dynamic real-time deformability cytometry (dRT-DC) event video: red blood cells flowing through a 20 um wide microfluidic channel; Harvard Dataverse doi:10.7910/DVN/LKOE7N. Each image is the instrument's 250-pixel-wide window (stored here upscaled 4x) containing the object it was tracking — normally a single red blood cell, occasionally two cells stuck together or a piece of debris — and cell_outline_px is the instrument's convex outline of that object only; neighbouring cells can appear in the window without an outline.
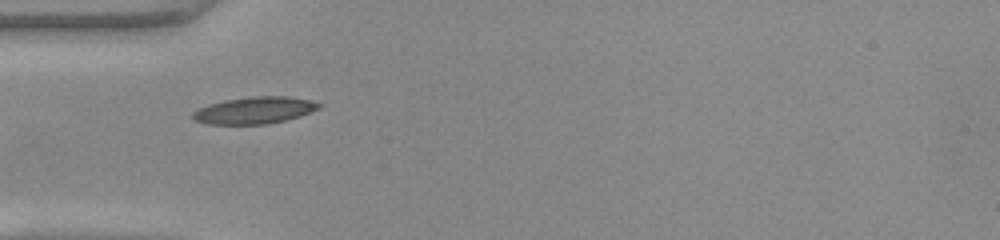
{"species": "common noctule bat (a hibernating species)", "species_latin": "Nyctalus noctula", "temperature_condition": "warm", "stored_images_in_passage": 35, "camera_frame_rate_fps": 3000, "um_per_image_px": 0.085, "animal": {"sex": "female", "body_mass_g": 22.0, "forearm_length_mm": 56.7}, "frame": {"image": 1, "passage_image": 1, "time_ms": 0.0, "image_size_px": [1000, 240], "cell_outline_px": [[324, 104], [320, 108], [300, 116], [268, 124], [208, 124], [196, 120], [192, 116], [192, 112], [208, 104], [224, 100], [252, 96], [288, 96], [312, 100]], "centroid_in_image_um": [21.68, 9.36], "position_along_channel_um": 63.3, "area_um2": 19.83}}
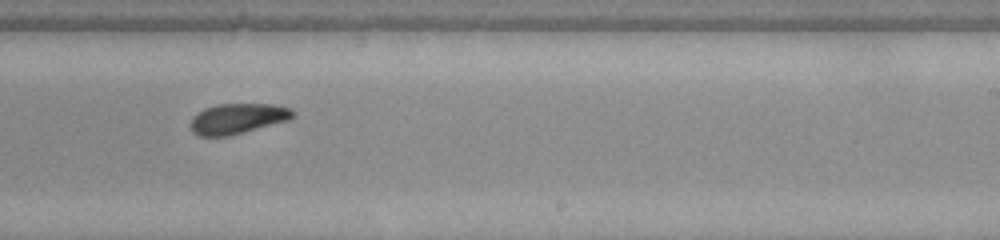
{"frame": {"image": 2, "passage_image": 16, "time_ms": 5.0, "image_size_px": [1000, 240], "cell_outline_px": [[296, 116], [292, 120], [228, 136], [200, 136], [192, 132], [192, 116], [204, 108], [216, 104], [272, 104], [292, 108], [296, 112]], "centroid_in_image_um": [20.27, 10.07], "position_along_channel_um": 268.7, "area_um2": 18.38}}
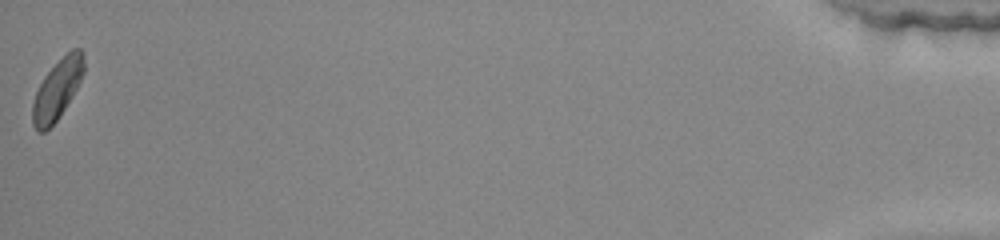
{"frame": {"image": 3, "passage_image": 35, "time_ms": 11.333, "image_size_px": [1000, 240], "cell_outline_px": [[84, 72], [72, 96], [56, 120], [44, 132], [40, 132], [32, 124], [32, 104], [36, 92], [44, 76], [72, 48], [80, 48], [84, 52]], "centroid_in_image_um": [4.87, 7.58], "position_along_channel_um": 430.3, "area_um2": 17.46}, "authors_computed_cell_mechanics": {"area_um2": 18.3226, "velocity_mm_per_s": 4.1348, "shape_relaxation_time_tau1_ms": 3.4801, "shape_relaxation_time_tau2_ms": 7.809, "deformation_change_tau1": 0.1028, "deformation_change_tau2": 0.1435}}